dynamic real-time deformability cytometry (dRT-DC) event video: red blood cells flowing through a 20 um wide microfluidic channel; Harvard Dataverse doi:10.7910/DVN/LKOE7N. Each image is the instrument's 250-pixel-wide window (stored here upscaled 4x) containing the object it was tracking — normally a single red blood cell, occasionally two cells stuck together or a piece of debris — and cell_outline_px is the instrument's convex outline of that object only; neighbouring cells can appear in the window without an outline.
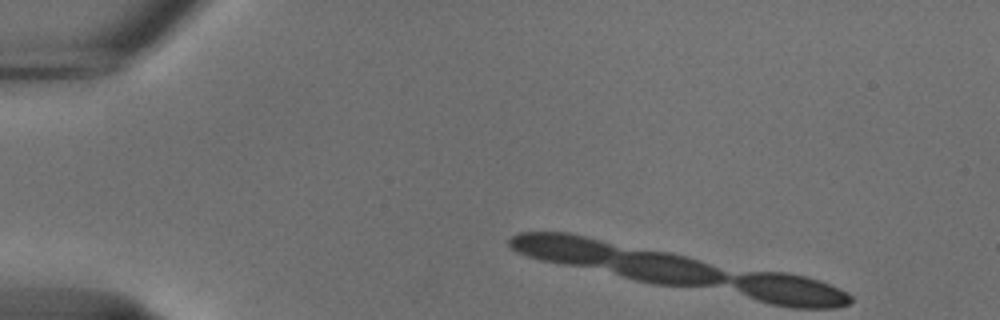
{"species": "common noctule bat (a hibernating species)", "species_latin": "Nyctalus noctula", "temperature_condition": "cold", "stored_images_in_passage": 51, "camera_frame_rate_fps": 3000, "um_per_image_px": 0.085, "animal": {"sex": "male", "body_mass_g": 18.8}, "frame": {"image": 1, "passage_image": 1, "time_ms": 0.0, "image_size_px": [1000, 320], "cell_outline_px": [[848, 300], [844, 304], [780, 304], [756, 296], [748, 292], [732, 280], [740, 276], [796, 276], [812, 280], [824, 284], [848, 296]], "centroid_in_image_um": [67.22, 24.66], "position_along_channel_um": 17.8, "area_um2": 16.76}}
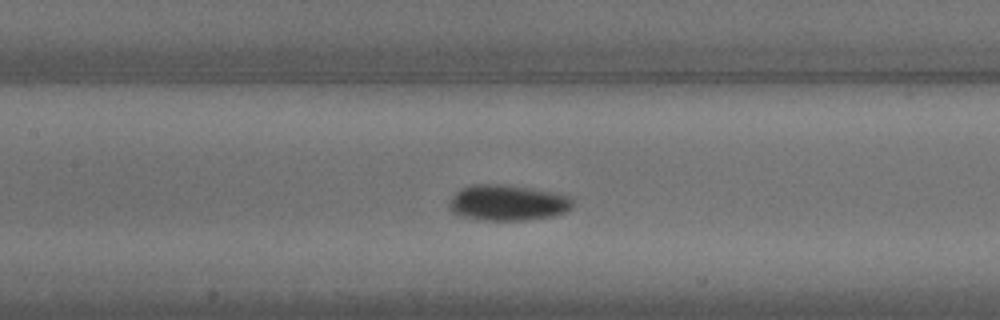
{"frame": {"image": 2, "passage_image": 22, "time_ms": 7.0, "image_size_px": [1000, 320], "cell_outline_px": [[564, 204], [560, 208], [548, 212], [512, 216], [496, 216], [472, 212], [460, 208], [460, 196], [464, 192], [516, 192], [544, 196], [560, 200]], "centroid_in_image_um": [43.15, 17.3], "position_along_channel_um": 164.3, "area_um2": 14.39}}
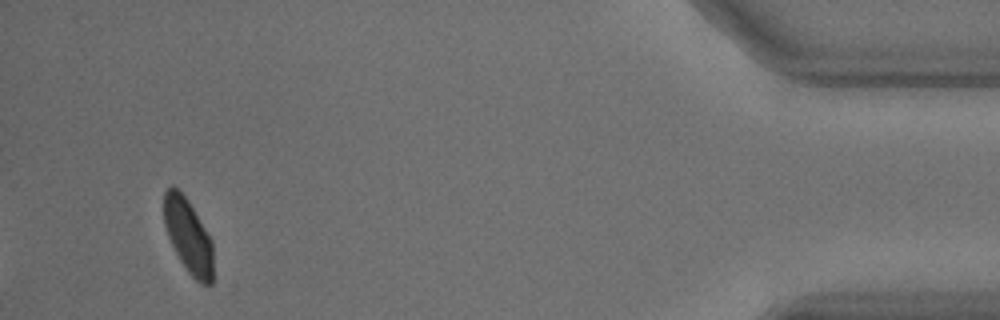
{"frame": {"image": 3, "passage_image": 48, "time_ms": 15.667, "image_size_px": [1000, 320], "cell_outline_px": [[212, 280], [208, 284], [196, 276], [188, 268], [172, 240], [168, 228], [164, 212], [164, 200], [168, 192], [172, 188], [188, 204], [204, 232], [208, 240], [212, 268]], "centroid_in_image_um": [15.99, 20.08], "position_along_channel_um": 419.2, "area_um2": 17.46}, "authors_computed_cell_mechanics": {"area_um2": 16.5308, "velocity_mm_per_s": 3.708, "shape_relaxation_time_tau1_ms": null, "shape_relaxation_time_tau2_ms": 5.2001, "deformation_change_tau1": null, "deformation_change_tau2": 0.0926}}